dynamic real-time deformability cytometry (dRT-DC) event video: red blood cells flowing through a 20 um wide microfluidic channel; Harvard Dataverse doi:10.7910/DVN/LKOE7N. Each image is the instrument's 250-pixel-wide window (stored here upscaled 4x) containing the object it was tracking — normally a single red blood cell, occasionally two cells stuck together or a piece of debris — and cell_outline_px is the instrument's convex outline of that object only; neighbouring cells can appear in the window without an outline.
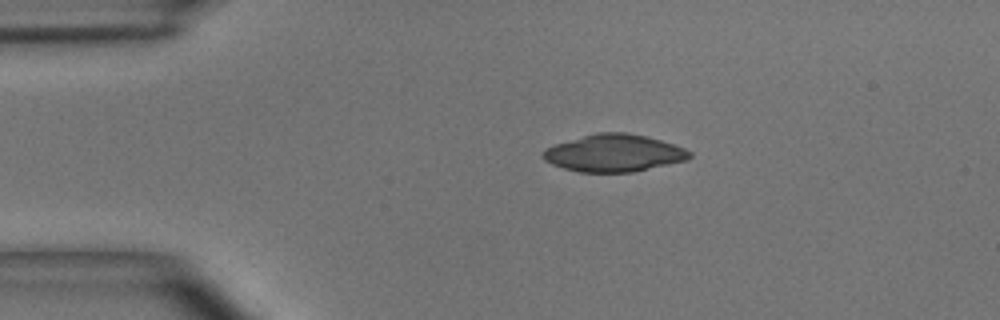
{"species": "common noctule bat (a hibernating species)", "species_latin": "Nyctalus noctula", "temperature_condition": "room temperature", "stored_images_in_passage": 4, "segment_of_instrument_passage": [1, 2], "camera_frame_rate_fps": 3000, "um_per_image_px": 0.085, "animal": {"sex": "male", "body_mass_g": 15.6}, "frame": {"image": 1, "passage_image": 1, "time_ms": 0.0, "image_size_px": [1000, 320], "cell_outline_px": [[692, 156], [688, 160], [632, 172], [580, 172], [564, 168], [552, 164], [544, 160], [540, 156], [544, 148], [556, 144], [596, 132], [628, 132], [660, 140], [684, 148], [692, 152]], "centroid_in_image_um": [52.17, 13.01], "position_along_channel_um": 32.8, "area_um2": 31.79}}